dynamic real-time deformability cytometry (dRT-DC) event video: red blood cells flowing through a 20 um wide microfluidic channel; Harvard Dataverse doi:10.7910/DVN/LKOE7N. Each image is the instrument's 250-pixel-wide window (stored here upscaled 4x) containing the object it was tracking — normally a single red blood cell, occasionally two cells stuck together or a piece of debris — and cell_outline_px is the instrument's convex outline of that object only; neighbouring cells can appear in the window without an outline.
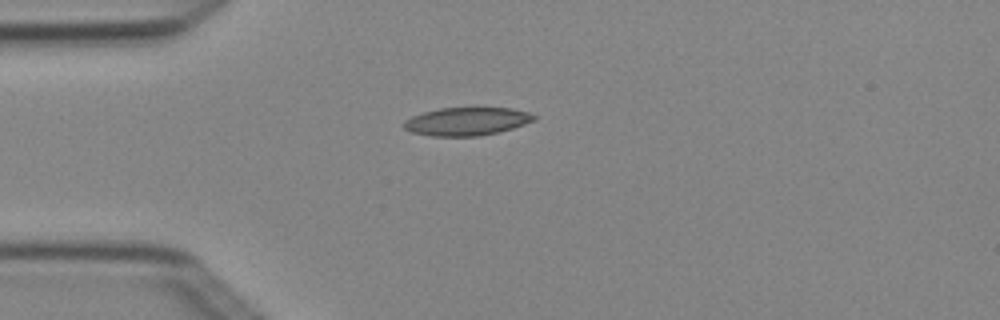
{"species": "Egyptian fruit bat (a non-hibernating species)", "species_latin": "Rousettus aegyptiacus", "temperature_condition": "cold", "stored_images_in_passage": 3, "camera_frame_rate_fps": 3000, "um_per_image_px": 0.085, "animal": {"sex": "female"}, "frame": {"image": 1, "passage_image": 3, "time_ms": 0.667, "image_size_px": [1000, 320], "cell_outline_px": [[536, 120], [512, 128], [480, 136], [432, 136], [412, 132], [404, 128], [404, 120], [412, 116], [424, 112], [440, 108], [512, 108], [528, 112], [536, 116]], "centroid_in_image_um": [39.67, 10.32], "position_along_channel_um": 45.3, "area_um2": 21.15}}